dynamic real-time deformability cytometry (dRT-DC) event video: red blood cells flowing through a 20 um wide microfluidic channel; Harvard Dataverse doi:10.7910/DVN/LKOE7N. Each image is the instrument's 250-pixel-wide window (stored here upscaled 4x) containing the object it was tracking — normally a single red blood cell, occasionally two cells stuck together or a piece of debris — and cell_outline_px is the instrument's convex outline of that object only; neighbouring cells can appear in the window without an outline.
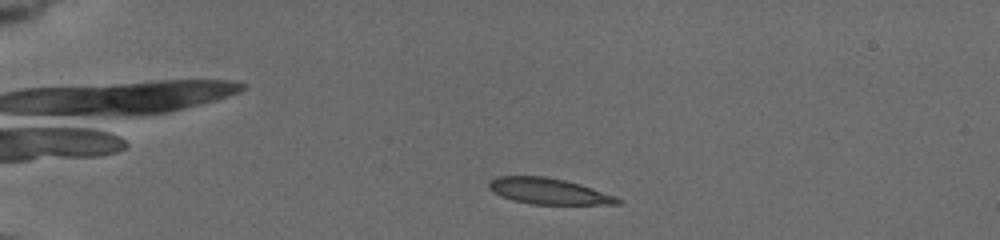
{"species": "common noctule bat (a hibernating species)", "species_latin": "Nyctalus noctula", "temperature_condition": "cold", "stored_images_in_passage": 67, "camera_frame_rate_fps": 3000, "um_per_image_px": 0.085, "animal": {"sex": "female", "body_mass_g": 19.5, "forearm_length_mm": 54.1}, "frame": {"image": 1, "passage_image": 6, "time_ms": 1.333, "image_size_px": [1000, 240], "cell_outline_px": [[620, 204], [528, 204], [512, 200], [500, 196], [488, 188], [488, 180], [496, 176], [544, 176], [564, 180], [616, 196], [620, 200]], "centroid_in_image_um": [46.54, 16.25], "position_along_channel_um": 38.5, "area_um2": 19.36}}
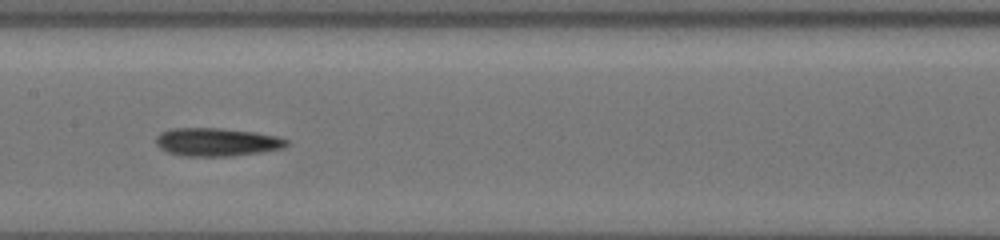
{"frame": {"image": 2, "passage_image": 34, "time_ms": 7.0, "image_size_px": [1000, 240], "cell_outline_px": [[288, 144], [284, 148], [260, 152], [232, 156], [184, 156], [168, 152], [160, 148], [156, 144], [156, 136], [160, 132], [176, 128], [220, 128], [252, 132], [276, 136], [288, 140]], "centroid_in_image_um": [18.41, 12.08], "position_along_channel_um": 189.0, "area_um2": 21.33}}
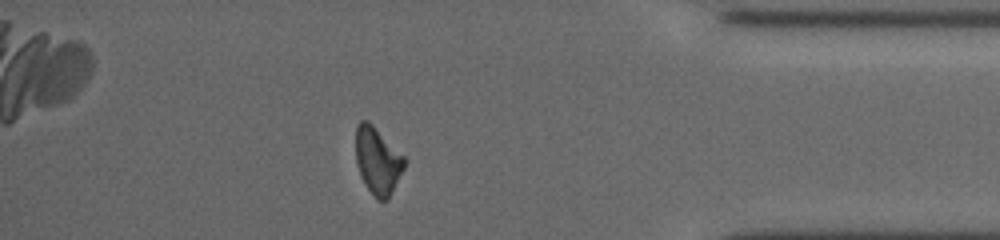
{"frame": {"image": 3, "passage_image": 59, "time_ms": 13.333, "image_size_px": [1000, 240], "cell_outline_px": [[404, 168], [388, 200], [376, 200], [372, 196], [360, 176], [356, 164], [356, 124], [360, 120], [368, 120], [404, 156]], "centroid_in_image_um": [32.07, 13.67], "position_along_channel_um": 403.1, "area_um2": 19.02}, "authors_computed_cell_mechanics": {"area_um2": 19.8254, "velocity_mm_per_s": 3.7847, "shape_relaxation_time_tau1_ms": 6.7106, "shape_relaxation_time_tau2_ms": null, "deformation_change_tau1": 0.1662, "deformation_change_tau2": null}}